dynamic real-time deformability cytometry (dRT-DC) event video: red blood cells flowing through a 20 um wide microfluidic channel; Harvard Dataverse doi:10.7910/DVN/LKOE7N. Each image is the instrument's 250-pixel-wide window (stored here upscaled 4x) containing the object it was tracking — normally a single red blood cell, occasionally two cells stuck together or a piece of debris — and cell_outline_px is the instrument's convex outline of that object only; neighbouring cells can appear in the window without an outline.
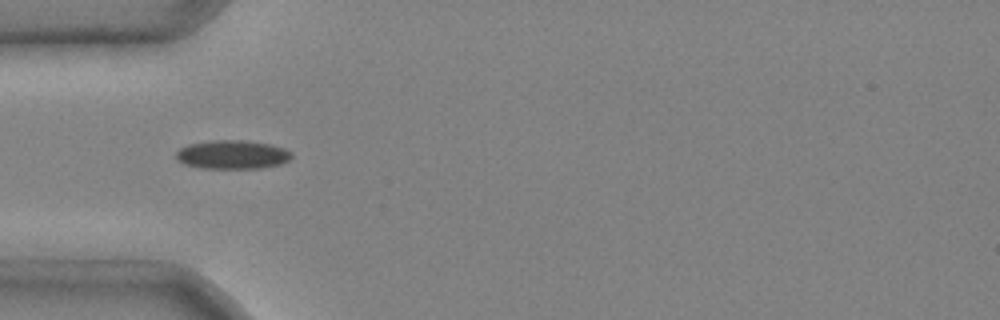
{"species": "common noctule bat (a hibernating species)", "species_latin": "Nyctalus noctula", "temperature_condition": "cold", "stored_images_in_passage": 2, "camera_frame_rate_fps": 3000, "um_per_image_px": 0.085, "animal": {"sex": "male", "body_mass_g": 20.4}, "frame": {"image": 1, "passage_image": 1, "time_ms": 0.0, "image_size_px": [1000, 320], "cell_outline_px": [[292, 156], [288, 160], [280, 164], [260, 168], [200, 168], [184, 164], [176, 156], [176, 152], [180, 148], [188, 144], [212, 140], [248, 140], [272, 144], [284, 148], [292, 152]], "centroid_in_image_um": [19.77, 13.13], "position_along_channel_um": 65.2, "area_um2": 19.42}}
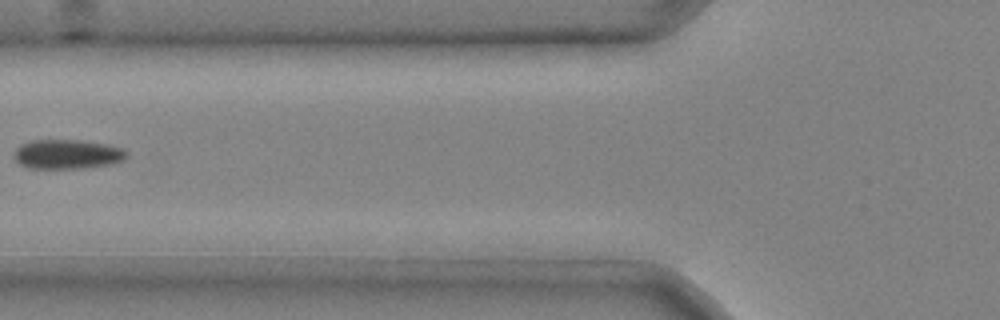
{"frame": {"image": 2, "passage_image": 2, "time_ms": 0.333, "image_size_px": [1000, 320], "cell_outline_px": [[128, 156], [124, 160], [112, 164], [80, 168], [28, 168], [20, 164], [12, 156], [16, 148], [20, 144], [32, 140], [80, 140], [108, 144], [120, 148], [128, 152]], "centroid_in_image_um": [5.71, 13.1], "position_along_channel_um": 120.1, "area_um2": 19.42}}